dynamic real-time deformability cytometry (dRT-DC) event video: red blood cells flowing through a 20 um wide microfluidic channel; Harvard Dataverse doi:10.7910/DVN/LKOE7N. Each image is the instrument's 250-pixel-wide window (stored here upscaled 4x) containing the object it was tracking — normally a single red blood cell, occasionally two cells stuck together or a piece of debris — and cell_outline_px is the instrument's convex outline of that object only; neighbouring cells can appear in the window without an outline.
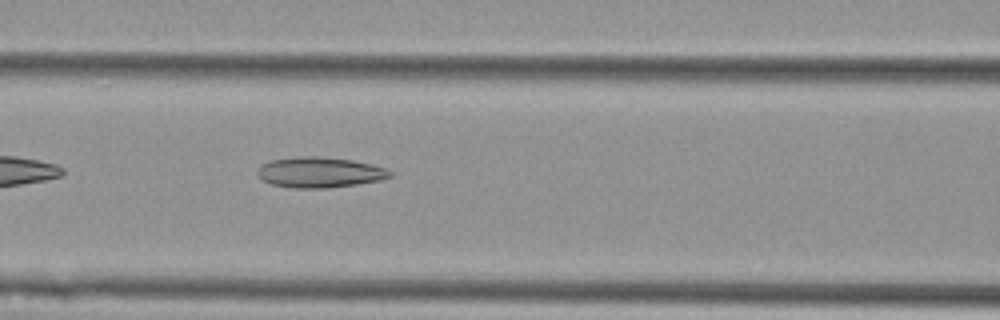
{"species": "Egyptian fruit bat (a non-hibernating species)", "species_latin": "Rousettus aegyptiacus", "temperature_condition": "cold", "stored_images_in_passage": 39, "camera_frame_rate_fps": 3000, "um_per_image_px": 0.085, "animal": {"sex": "female"}, "frame": {"image": 1, "passage_image": 8, "time_ms": 2.333, "image_size_px": [1000, 320], "cell_outline_px": [[392, 176], [380, 180], [356, 184], [328, 188], [292, 188], [272, 184], [264, 180], [256, 172], [264, 164], [272, 160], [300, 156], [320, 156], [352, 160], [372, 164], [384, 168], [392, 172]], "centroid_in_image_um": [27.2, 14.65], "position_along_channel_um": 139.4, "area_um2": 23.35}}
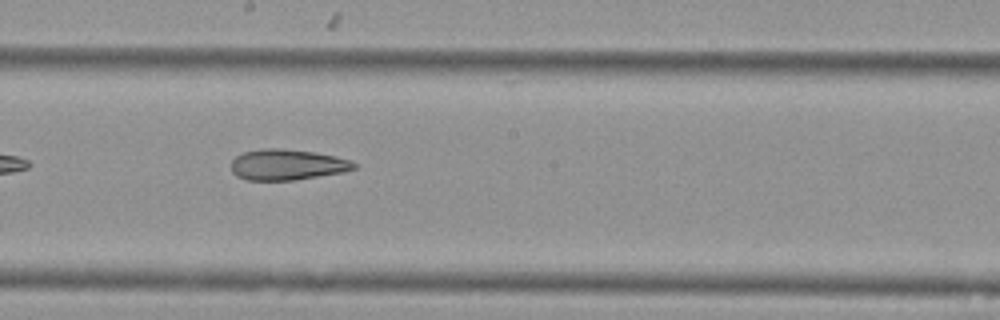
{"frame": {"image": 2, "passage_image": 15, "time_ms": 4.667, "image_size_px": [1000, 320], "cell_outline_px": [[356, 168], [344, 172], [292, 180], [248, 180], [236, 176], [232, 172], [232, 160], [236, 156], [244, 152], [260, 148], [280, 148], [316, 152], [336, 156], [348, 160], [356, 164]], "centroid_in_image_um": [24.39, 13.99], "position_along_channel_um": 223.8, "area_um2": 22.02}}
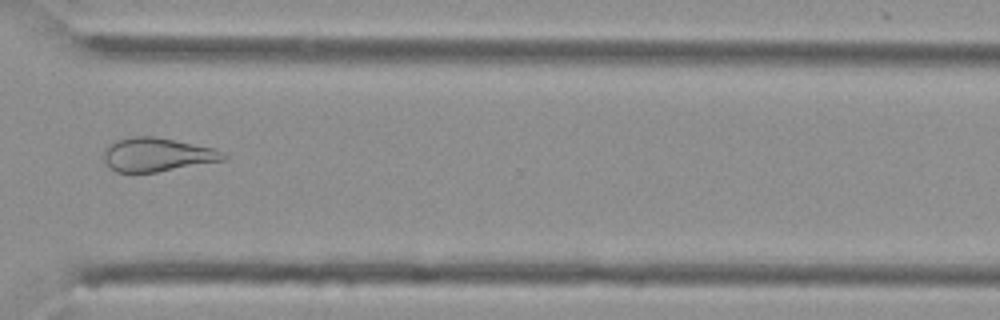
{"frame": {"image": 3, "passage_image": 26, "time_ms": 8.333, "image_size_px": [1000, 320], "cell_outline_px": [[228, 156], [224, 160], [156, 172], [116, 172], [104, 160], [104, 152], [108, 144], [116, 140], [132, 136], [156, 136], [212, 148]], "centroid_in_image_um": [13.32, 13.14], "position_along_channel_um": 357.3, "area_um2": 23.18}, "authors_computed_cell_mechanics": {"area_um2": 23.1778, "velocity_mm_per_s": 3.6335, "shape_relaxation_time_tau1_ms": null, "shape_relaxation_time_tau2_ms": 5.5067, "deformation_change_tau1": null, "deformation_change_tau2": 0.1575}}